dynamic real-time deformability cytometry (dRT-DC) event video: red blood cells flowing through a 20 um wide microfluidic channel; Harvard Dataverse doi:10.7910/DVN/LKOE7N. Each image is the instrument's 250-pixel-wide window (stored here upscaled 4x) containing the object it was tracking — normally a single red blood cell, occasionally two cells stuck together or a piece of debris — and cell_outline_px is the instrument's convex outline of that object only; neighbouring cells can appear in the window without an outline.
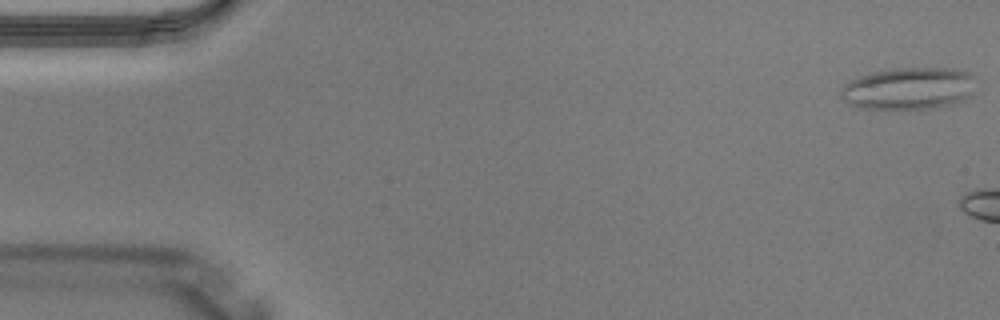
{"species": "Egyptian fruit bat (a non-hibernating species)", "species_latin": "Rousettus aegyptiacus", "temperature_condition": "warm", "stored_images_in_passage": 3, "camera_frame_rate_fps": 3000, "um_per_image_px": 0.085, "animal": {"sex": "male"}, "frame": {"image": 1, "passage_image": 1, "time_ms": 0.0, "image_size_px": [1000, 320], "cell_outline_px": [[972, 96], [956, 104], [932, 108], [856, 108], [844, 100], [840, 96], [840, 92], [844, 84], [860, 76], [872, 72], [892, 68], [952, 68], [968, 72], [972, 76]], "centroid_in_image_um": [77.23, 7.52], "position_along_channel_um": 7.8, "area_um2": 33.06}}